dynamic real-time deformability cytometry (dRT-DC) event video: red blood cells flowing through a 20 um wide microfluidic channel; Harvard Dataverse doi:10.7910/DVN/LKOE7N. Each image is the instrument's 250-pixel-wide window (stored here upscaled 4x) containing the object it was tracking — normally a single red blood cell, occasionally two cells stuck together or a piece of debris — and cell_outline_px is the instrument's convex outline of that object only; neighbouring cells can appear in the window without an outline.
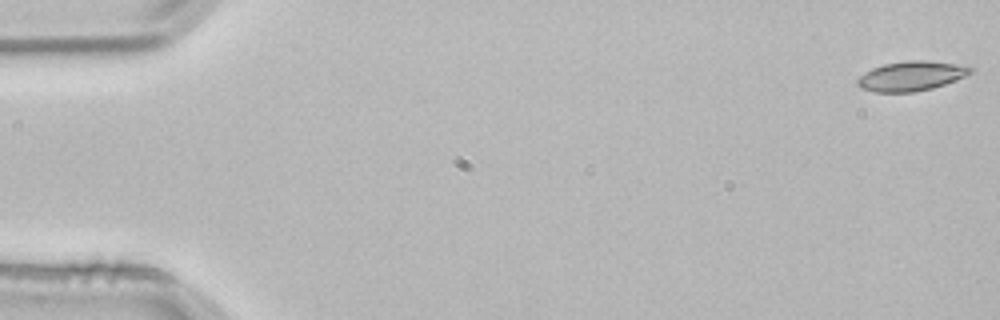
{"species": "common noctule bat (a hibernating species)", "species_latin": "Nyctalus noctula", "temperature_condition": "room temperature", "stored_images_in_passage": 5, "segment_of_instrument_passage": [1, 2], "camera_frame_rate_fps": 3000, "um_per_image_px": 0.085, "animal": {"sex": "male", "body_mass_g": 21.5, "forearm_length_mm": 52.0}, "frame": {"image": 1, "passage_image": 1, "time_ms": 0.0, "image_size_px": [1000, 320], "cell_outline_px": [[972, 72], [956, 80], [932, 88], [912, 92], [876, 92], [860, 88], [856, 84], [856, 80], [864, 72], [872, 68], [884, 64], [908, 60], [924, 60], [972, 64]], "centroid_in_image_um": [77.49, 6.44], "position_along_channel_um": 7.5, "area_um2": 19.83}}